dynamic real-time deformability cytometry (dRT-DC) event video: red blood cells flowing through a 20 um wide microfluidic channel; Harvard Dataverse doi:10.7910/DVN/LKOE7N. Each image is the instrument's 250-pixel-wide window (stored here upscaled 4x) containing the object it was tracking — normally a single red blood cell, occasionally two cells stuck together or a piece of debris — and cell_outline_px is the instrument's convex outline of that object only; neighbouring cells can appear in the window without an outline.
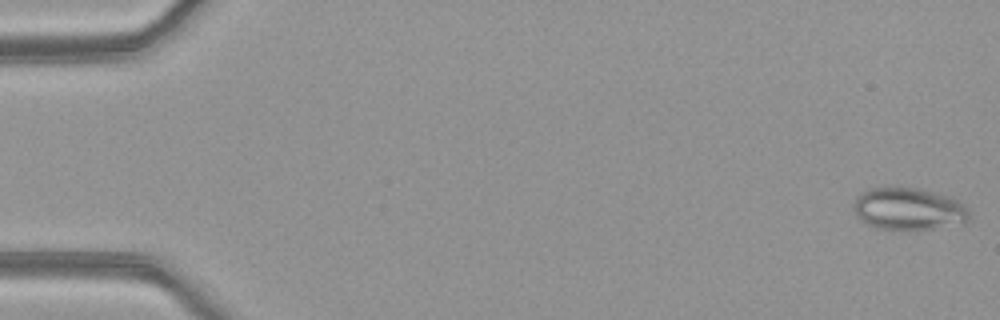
{"species": "common noctule bat (a hibernating species)", "species_latin": "Nyctalus noctula", "temperature_condition": "warm", "stored_images_in_passage": 52, "camera_frame_rate_fps": 3000, "um_per_image_px": 0.085, "animal": {"sex": "female", "body_mass_g": 21.9}, "frame": {"image": 1, "passage_image": 1, "time_ms": 0.0, "image_size_px": [1000, 320], "cell_outline_px": [[968, 220], [964, 224], [932, 228], [876, 228], [860, 220], [856, 216], [852, 208], [852, 204], [856, 196], [868, 188], [888, 184], [924, 188], [948, 196], [956, 200], [968, 208]], "centroid_in_image_um": [77.17, 17.68], "position_along_channel_um": 7.8, "area_um2": 29.13}}
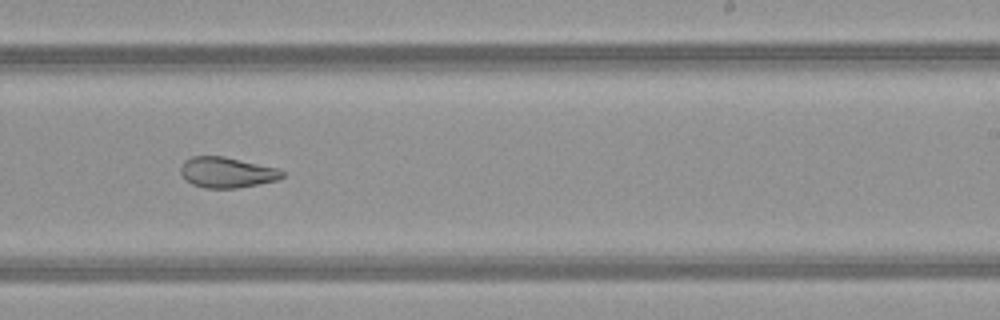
{"frame": {"image": 2, "passage_image": 32, "time_ms": 10.333, "image_size_px": [1000, 320], "cell_outline_px": [[284, 176], [276, 180], [236, 188], [204, 188], [192, 184], [184, 180], [180, 172], [180, 168], [184, 160], [192, 156], [224, 156], [280, 168], [284, 172]], "centroid_in_image_um": [19.26, 14.64], "position_along_channel_um": 269.7, "area_um2": 18.26}}
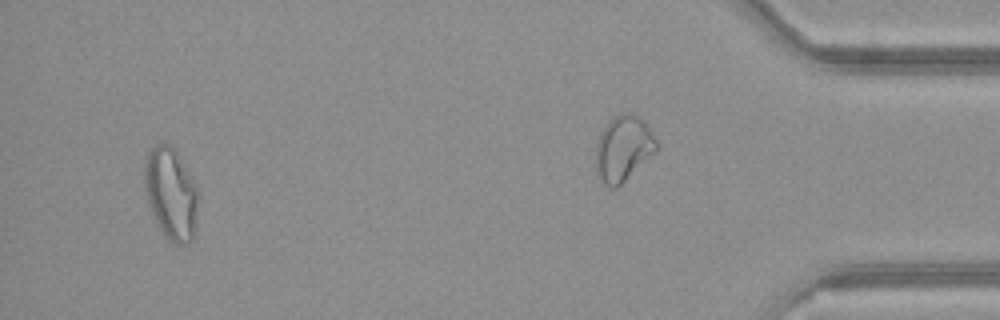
{"frame": {"image": 3, "passage_image": 49, "time_ms": 16.0, "image_size_px": [1000, 320], "cell_outline_px": [[200, 192], [196, 232], [192, 240], [188, 244], [176, 244], [168, 240], [156, 224], [152, 216], [144, 192], [144, 156], [156, 144], [172, 144], [176, 148], [196, 184]], "centroid_in_image_um": [14.55, 16.46], "position_along_channel_um": 420.6, "area_um2": 30.06}, "authors_computed_cell_mechanics": {"area_um2": 24.1315, "velocity_mm_per_s": 4.0538, "shape_relaxation_time_tau1_ms": null, "shape_relaxation_time_tau2_ms": 2.202, "deformation_change_tau1": null, "deformation_change_tau2": 0.0916}}